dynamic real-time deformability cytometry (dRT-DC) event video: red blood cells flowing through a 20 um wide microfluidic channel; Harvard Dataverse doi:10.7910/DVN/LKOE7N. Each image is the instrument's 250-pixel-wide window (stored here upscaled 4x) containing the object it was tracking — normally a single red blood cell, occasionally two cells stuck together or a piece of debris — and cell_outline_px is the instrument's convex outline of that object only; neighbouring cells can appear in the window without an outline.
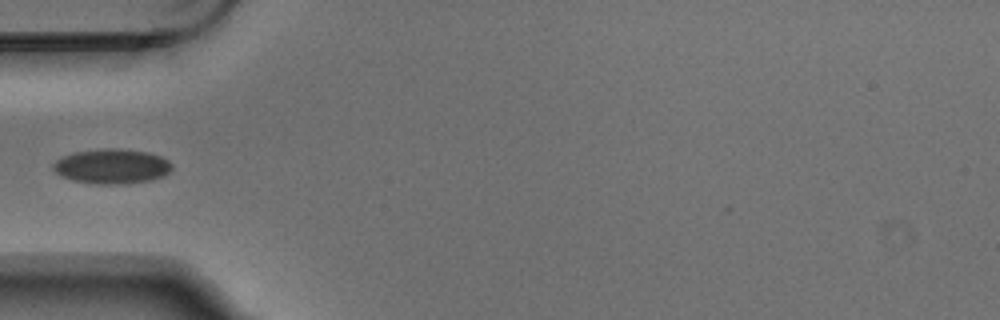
{"species": "Egyptian fruit bat (a non-hibernating species)", "species_latin": "Rousettus aegyptiacus", "temperature_condition": "warm", "stored_images_in_passage": 5, "camera_frame_rate_fps": 3000, "um_per_image_px": 0.085, "animal": {"sex": "male"}, "frame": {"image": 1, "passage_image": 5, "time_ms": 1.333, "image_size_px": [1000, 320], "cell_outline_px": [[172, 168], [164, 176], [152, 180], [124, 184], [96, 184], [72, 180], [60, 176], [52, 168], [52, 164], [56, 160], [64, 156], [76, 152], [104, 148], [116, 148], [148, 152], [160, 156], [168, 160], [172, 164]], "centroid_in_image_um": [9.51, 14.14], "position_along_channel_um": 75.5, "area_um2": 24.16}}